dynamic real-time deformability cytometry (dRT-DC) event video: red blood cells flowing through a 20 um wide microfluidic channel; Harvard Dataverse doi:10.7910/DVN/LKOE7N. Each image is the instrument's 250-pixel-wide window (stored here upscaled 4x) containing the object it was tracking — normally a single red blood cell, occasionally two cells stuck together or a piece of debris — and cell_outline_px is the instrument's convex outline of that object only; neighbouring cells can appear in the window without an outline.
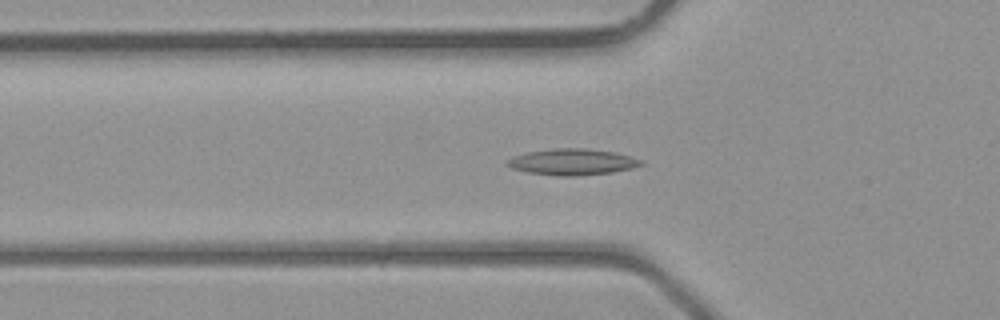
{"species": "common noctule bat (a hibernating species)", "species_latin": "Nyctalus noctula", "temperature_condition": "room temperature", "stored_images_in_passage": 42, "camera_frame_rate_fps": 3000, "um_per_image_px": 0.085, "animal": {"sex": "male", "body_mass_g": 23.1, "forearm_length_mm": 52.7}, "frame": {"image": 1, "passage_image": 14, "time_ms": 4.333, "image_size_px": [1000, 320], "cell_outline_px": [[644, 164], [632, 168], [612, 172], [576, 176], [556, 176], [528, 172], [512, 168], [504, 164], [512, 156], [528, 152], [552, 148], [588, 148], [616, 152], [632, 156], [644, 160]], "centroid_in_image_um": [48.68, 13.75], "position_along_channel_um": 77.1, "area_um2": 20.69}}
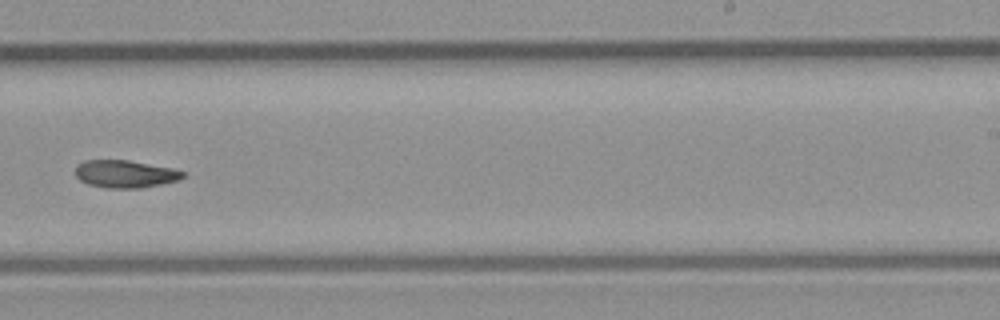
{"frame": {"image": 2, "passage_image": 26, "time_ms": 8.333, "image_size_px": [1000, 320], "cell_outline_px": [[184, 176], [180, 180], [140, 188], [108, 188], [88, 184], [80, 180], [76, 176], [76, 164], [84, 160], [128, 160], [172, 168], [184, 172]], "centroid_in_image_um": [10.62, 14.78], "position_along_channel_um": 278.4, "area_um2": 17.22}}
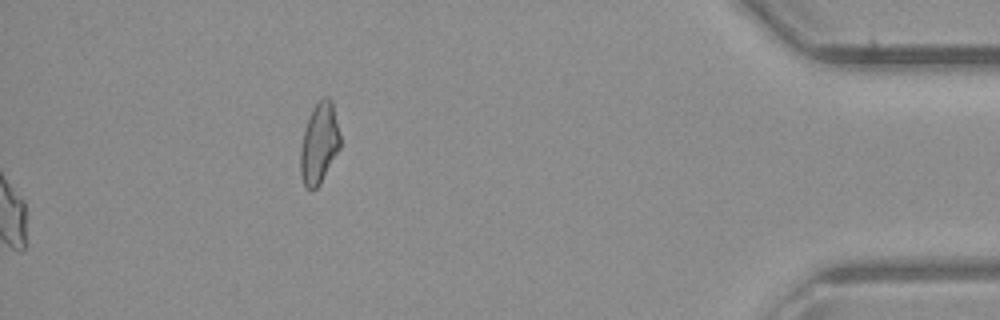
{"frame": {"image": 3, "passage_image": 42, "time_ms": 13.667, "image_size_px": [1000, 320], "cell_outline_px": [[340, 148], [320, 184], [312, 192], [304, 184], [300, 172], [300, 148], [304, 128], [312, 108], [324, 96], [328, 96], [332, 100], [340, 136]], "centroid_in_image_um": [27.12, 12.18], "position_along_channel_um": 408.1, "area_um2": 18.79}}